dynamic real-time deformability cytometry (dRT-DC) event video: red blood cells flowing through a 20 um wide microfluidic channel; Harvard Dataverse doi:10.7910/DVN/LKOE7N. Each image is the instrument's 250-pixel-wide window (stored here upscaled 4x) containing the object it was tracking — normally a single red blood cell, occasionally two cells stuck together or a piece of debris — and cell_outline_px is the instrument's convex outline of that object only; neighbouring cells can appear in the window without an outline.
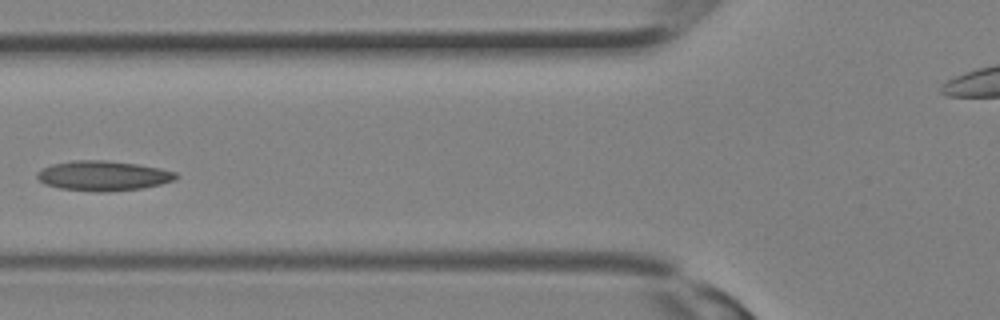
{"species": "Egyptian fruit bat (a non-hibernating species)", "species_latin": "Rousettus aegyptiacus", "temperature_condition": "room temperature", "stored_images_in_passage": 13, "camera_frame_rate_fps": 3000, "um_per_image_px": 0.085, "animal": {"sex": "female"}, "frame": {"image": 1, "passage_image": 10, "time_ms": 3.0, "image_size_px": [1000, 320], "cell_outline_px": [[176, 176], [172, 180], [160, 184], [144, 188], [104, 192], [96, 192], [60, 188], [44, 184], [36, 176], [44, 168], [52, 164], [76, 160], [104, 160], [136, 164], [160, 168], [176, 172]], "centroid_in_image_um": [8.76, 14.94], "position_along_channel_um": 117.0, "area_um2": 23.87}}
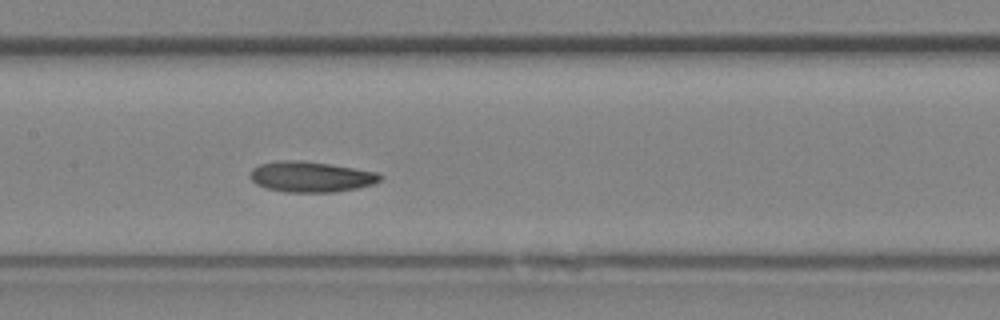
{"frame": {"image": 2, "passage_image": 13, "time_ms": 4.0, "image_size_px": [1000, 320], "cell_outline_px": [[384, 176], [380, 180], [372, 184], [356, 188], [332, 192], [284, 192], [264, 188], [256, 184], [248, 176], [248, 172], [252, 168], [260, 164], [280, 160], [300, 160], [328, 164], [376, 172]], "centroid_in_image_um": [26.35, 15.03], "position_along_channel_um": 181.0, "area_um2": 23.18}}